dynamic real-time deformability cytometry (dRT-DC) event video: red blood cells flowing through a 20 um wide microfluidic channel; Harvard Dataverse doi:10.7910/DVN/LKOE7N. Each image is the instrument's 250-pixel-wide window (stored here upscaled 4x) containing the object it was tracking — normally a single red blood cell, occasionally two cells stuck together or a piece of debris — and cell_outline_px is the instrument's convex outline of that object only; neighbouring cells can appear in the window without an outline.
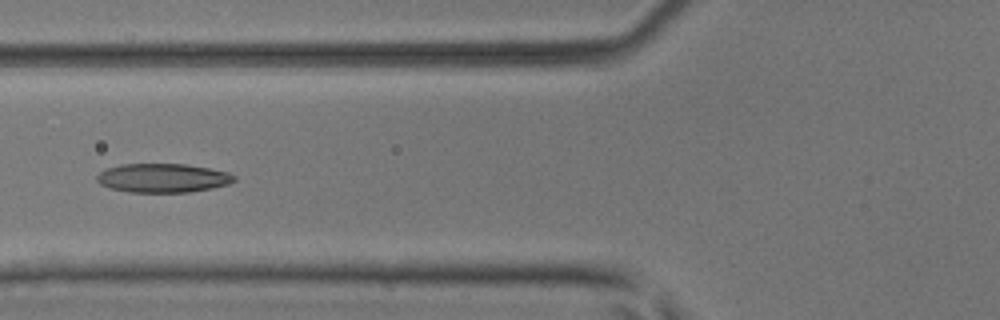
{"species": "common noctule bat (a hibernating species)", "species_latin": "Nyctalus noctula", "temperature_condition": "room temperature", "stored_images_in_passage": 4, "camera_frame_rate_fps": 3000, "um_per_image_px": 0.085, "animal": {"sex": "male", "body_mass_g": 17.9, "forearm_length_mm": 54.2}, "frame": {"image": 1, "passage_image": 4, "time_ms": 1.0, "image_size_px": [1000, 320], "cell_outline_px": [[236, 180], [228, 184], [212, 188], [188, 192], [128, 192], [108, 188], [100, 184], [96, 180], [96, 176], [100, 172], [108, 168], [120, 164], [184, 164], [208, 168], [228, 172], [236, 176]], "centroid_in_image_um": [13.82, 15.13], "position_along_channel_um": 112.0, "area_um2": 23.18}}